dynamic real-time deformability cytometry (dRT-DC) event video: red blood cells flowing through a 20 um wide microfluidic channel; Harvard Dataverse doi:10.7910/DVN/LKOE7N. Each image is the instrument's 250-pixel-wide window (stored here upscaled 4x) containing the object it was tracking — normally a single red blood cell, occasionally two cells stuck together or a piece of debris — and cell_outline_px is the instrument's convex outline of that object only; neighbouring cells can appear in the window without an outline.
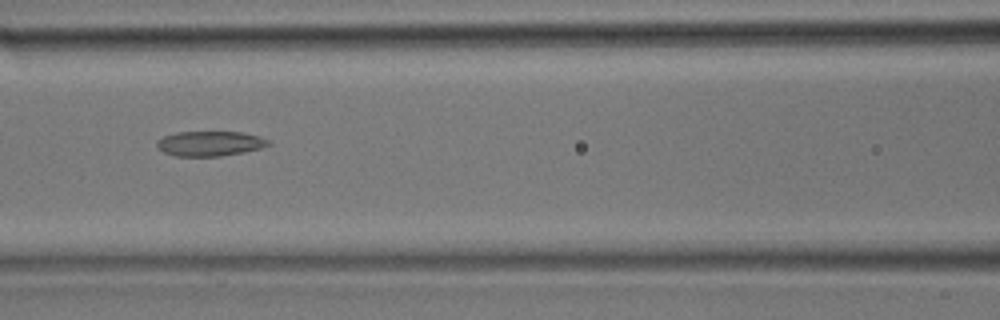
{"species": "common noctule bat (a hibernating species)", "species_latin": "Nyctalus noctula", "temperature_condition": "room temperature", "stored_images_in_passage": 26, "camera_frame_rate_fps": 3000, "um_per_image_px": 0.085, "animal": {"sex": "male", "body_mass_g": 17.9}, "frame": {"image": 1, "passage_image": 8, "time_ms": 2.333, "image_size_px": [1000, 320], "cell_outline_px": [[272, 144], [260, 148], [244, 152], [220, 156], [176, 156], [164, 152], [156, 144], [156, 140], [164, 136], [176, 132], [240, 132], [260, 136], [268, 140]], "centroid_in_image_um": [17.85, 12.2], "position_along_channel_um": 148.8, "area_um2": 16.13}}
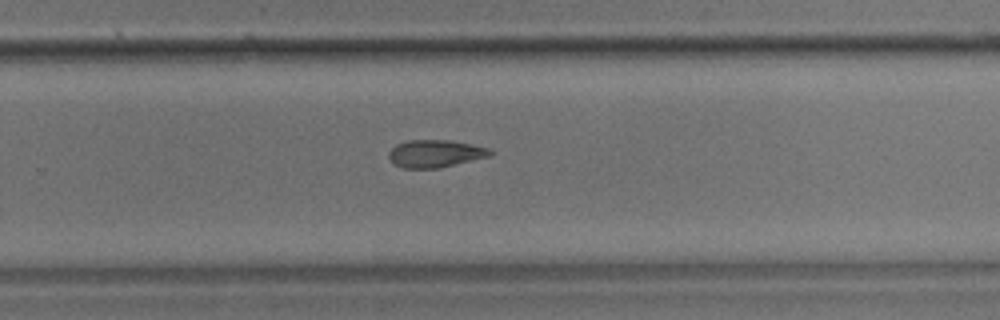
{"frame": {"image": 2, "passage_image": 15, "time_ms": 4.667, "image_size_px": [1000, 320], "cell_outline_px": [[496, 152], [492, 156], [440, 168], [404, 168], [392, 164], [388, 156], [388, 152], [396, 144], [408, 140], [452, 140], [488, 148]], "centroid_in_image_um": [37.01, 13.06], "position_along_channel_um": 292.8, "area_um2": 16.53}}
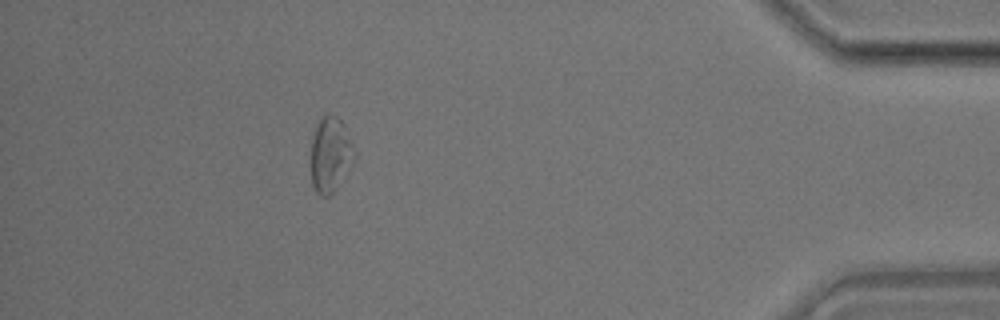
{"frame": {"image": 3, "passage_image": 23, "time_ms": 7.333, "image_size_px": [1000, 320], "cell_outline_px": [[356, 156], [336, 188], [328, 196], [320, 196], [316, 192], [312, 184], [312, 136], [316, 124], [320, 116], [328, 112], [336, 116], [344, 124], [356, 148]], "centroid_in_image_um": [28.1, 13.07], "position_along_channel_um": 407.1, "area_um2": 19.19}}